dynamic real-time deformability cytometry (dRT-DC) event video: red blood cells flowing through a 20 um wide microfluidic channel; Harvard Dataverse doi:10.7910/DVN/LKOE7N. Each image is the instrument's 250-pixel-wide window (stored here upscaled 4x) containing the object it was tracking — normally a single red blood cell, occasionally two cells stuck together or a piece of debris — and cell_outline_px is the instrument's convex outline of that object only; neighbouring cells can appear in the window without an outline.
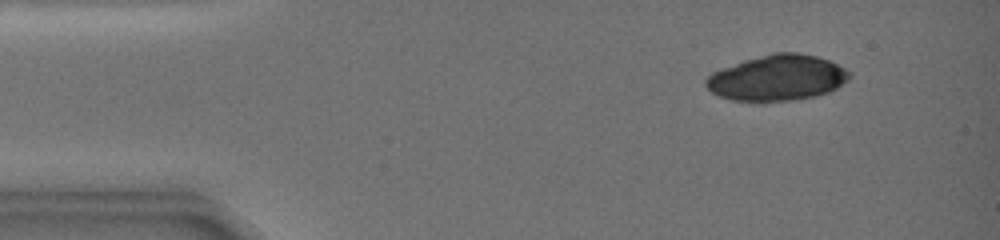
{"species": "common noctule bat (a hibernating species)", "species_latin": "Nyctalus noctula", "temperature_condition": "warm", "stored_images_in_passage": 37, "camera_frame_rate_fps": 3000, "um_per_image_px": 0.085, "animal": {"sex": "female", "body_mass_g": 19.0, "forearm_length_mm": 51.5}, "frame": {"image": 1, "passage_image": 1, "time_ms": 0.0, "image_size_px": [1000, 240], "cell_outline_px": [[848, 76], [840, 84], [824, 92], [808, 96], [776, 100], [736, 100], [712, 92], [708, 88], [708, 76], [712, 72], [744, 60], [772, 52], [796, 52], [816, 56], [828, 60], [844, 68], [848, 72]], "centroid_in_image_um": [66.02, 6.56], "position_along_channel_um": 19.0, "area_um2": 36.47}}